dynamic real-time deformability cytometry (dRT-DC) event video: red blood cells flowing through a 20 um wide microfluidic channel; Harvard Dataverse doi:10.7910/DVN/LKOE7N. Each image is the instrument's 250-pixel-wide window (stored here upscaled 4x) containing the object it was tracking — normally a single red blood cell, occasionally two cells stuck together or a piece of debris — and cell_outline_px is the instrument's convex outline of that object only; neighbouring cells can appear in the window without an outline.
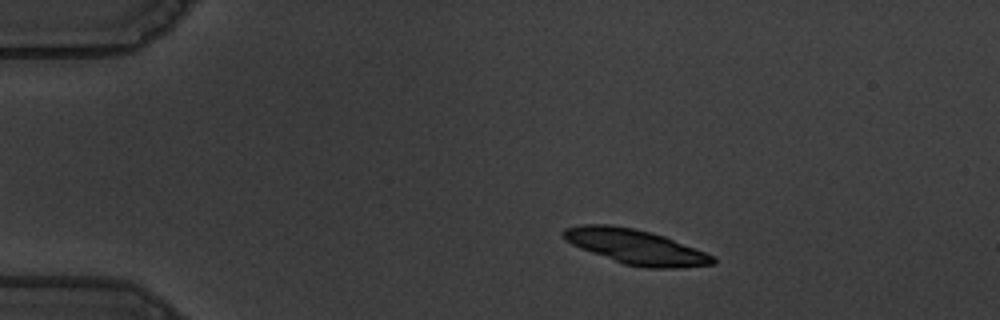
{"species": "common noctule bat (a hibernating species)", "species_latin": "Nyctalus noctula", "temperature_condition": "warm", "stored_images_in_passage": 54, "camera_frame_rate_fps": 3000, "um_per_image_px": 0.085, "animal": {"sex": "male", "body_mass_g": 19.5, "forearm_length_mm": 54.6}, "frame": {"image": 1, "passage_image": 8, "time_ms": 2.333, "image_size_px": [1000, 320], "cell_outline_px": [[716, 264], [680, 268], [648, 268], [624, 264], [580, 248], [564, 240], [560, 232], [564, 228], [580, 224], [612, 224], [652, 232], [664, 236], [716, 256]], "centroid_in_image_um": [54.03, 20.97], "position_along_channel_um": 31.0, "area_um2": 30.52}}